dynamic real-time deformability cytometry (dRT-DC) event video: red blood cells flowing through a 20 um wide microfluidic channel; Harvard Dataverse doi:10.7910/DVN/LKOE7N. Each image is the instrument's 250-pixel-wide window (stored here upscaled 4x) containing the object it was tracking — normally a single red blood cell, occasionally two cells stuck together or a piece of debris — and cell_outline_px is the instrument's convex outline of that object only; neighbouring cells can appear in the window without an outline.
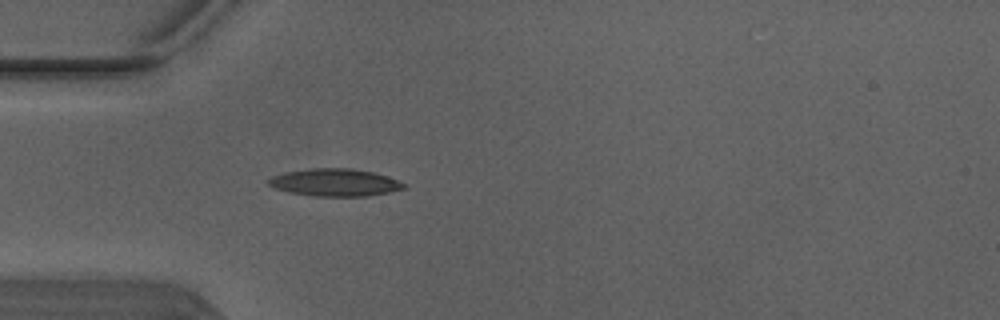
{"species": "Egyptian fruit bat (a non-hibernating species)", "species_latin": "Rousettus aegyptiacus", "temperature_condition": "warm", "stored_images_in_passage": 4, "camera_frame_rate_fps": 3000, "um_per_image_px": 0.085, "animal": {"sex": "male"}, "frame": {"image": 1, "passage_image": 4, "time_ms": 1.0, "image_size_px": [1000, 320], "cell_outline_px": [[408, 188], [368, 196], [312, 196], [288, 192], [276, 188], [268, 184], [268, 180], [272, 176], [284, 172], [312, 168], [348, 168], [372, 172], [388, 176], [408, 184]], "centroid_in_image_um": [28.5, 15.51], "position_along_channel_um": 56.5, "area_um2": 21.73}}